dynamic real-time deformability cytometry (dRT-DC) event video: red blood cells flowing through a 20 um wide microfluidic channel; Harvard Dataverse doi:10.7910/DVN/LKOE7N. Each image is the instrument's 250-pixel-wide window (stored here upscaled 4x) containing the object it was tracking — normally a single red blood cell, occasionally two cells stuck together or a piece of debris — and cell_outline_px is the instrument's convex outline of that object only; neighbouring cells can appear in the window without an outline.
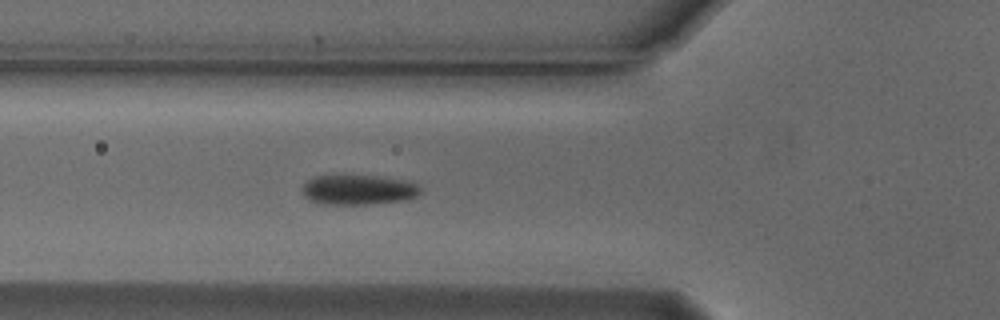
{"species": "Egyptian fruit bat (a non-hibernating species)", "species_latin": "Rousettus aegyptiacus", "temperature_condition": "cold", "stored_images_in_passage": 6, "camera_frame_rate_fps": 3000, "um_per_image_px": 0.085, "animal": {"sex": "male"}, "frame": {"image": 1, "passage_image": 6, "time_ms": 1.667, "image_size_px": [1000, 320], "cell_outline_px": [[424, 188], [416, 196], [404, 200], [372, 204], [324, 204], [312, 200], [304, 196], [304, 184], [308, 180], [316, 176], [376, 176], [408, 180]], "centroid_in_image_um": [30.53, 16.13], "position_along_channel_um": 95.3, "area_um2": 20.4}}